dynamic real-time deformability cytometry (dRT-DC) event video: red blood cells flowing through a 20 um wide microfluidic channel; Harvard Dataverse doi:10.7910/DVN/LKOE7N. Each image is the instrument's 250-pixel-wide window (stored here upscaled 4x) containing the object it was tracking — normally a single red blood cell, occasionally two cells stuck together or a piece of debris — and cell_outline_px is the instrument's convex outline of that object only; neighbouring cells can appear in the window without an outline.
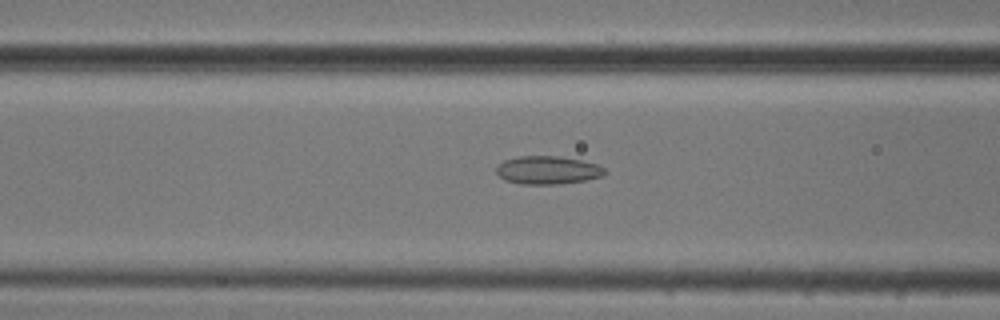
{"species": "common noctule bat (a hibernating species)", "species_latin": "Nyctalus noctula", "temperature_condition": "cold", "stored_images_in_passage": 43, "camera_frame_rate_fps": 3000, "um_per_image_px": 0.085, "animal": {"sex": "male", "body_mass_g": 20.5, "forearm_length_mm": 52.5}, "frame": {"image": 1, "passage_image": 11, "time_ms": 3.333, "image_size_px": [1000, 320], "cell_outline_px": [[608, 172], [604, 176], [584, 180], [560, 184], [520, 184], [504, 180], [496, 172], [496, 168], [504, 160], [520, 156], [560, 156], [580, 160], [596, 164], [604, 168]], "centroid_in_image_um": [46.56, 14.46], "position_along_channel_um": 120.0, "area_um2": 17.8}}
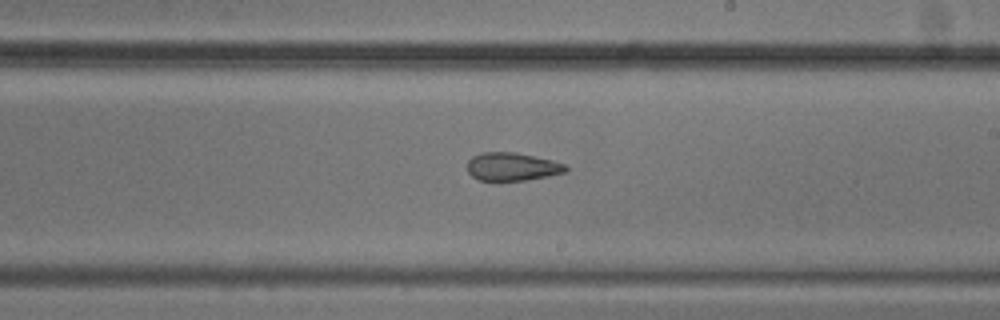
{"frame": {"image": 2, "passage_image": 21, "time_ms": 6.667, "image_size_px": [1000, 320], "cell_outline_px": [[568, 168], [564, 172], [548, 176], [524, 180], [480, 180], [472, 176], [468, 172], [468, 160], [472, 156], [480, 152], [516, 152], [552, 160], [564, 164]], "centroid_in_image_um": [43.5, 14.15], "position_along_channel_um": 245.5, "area_um2": 16.01}}
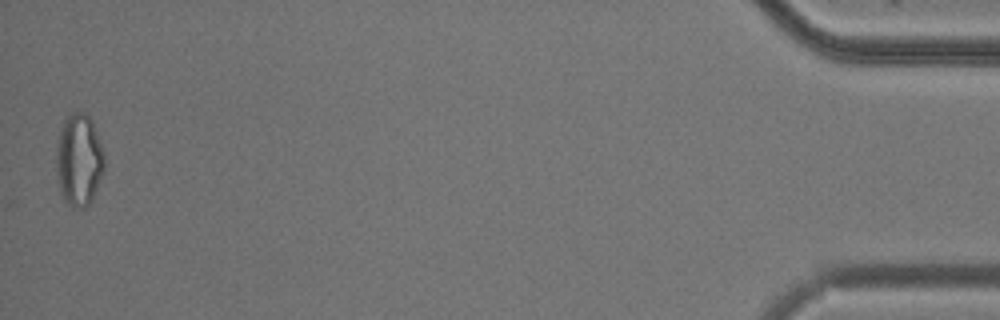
{"frame": {"image": 3, "passage_image": 43, "time_ms": 14.0, "image_size_px": [1000, 320], "cell_outline_px": [[104, 172], [88, 204], [84, 208], [72, 208], [64, 200], [60, 192], [56, 172], [56, 144], [60, 128], [64, 120], [72, 112], [84, 112], [92, 120], [104, 152]], "centroid_in_image_um": [6.69, 13.58], "position_along_channel_um": 428.5, "area_um2": 26.01}, "authors_computed_cell_mechanics": {"area_um2": 18.496, "velocity_mm_per_s": 3.7558, "shape_relaxation_time_tau1_ms": null, "shape_relaxation_time_tau2_ms": 3.2821, "deformation_change_tau1": null, "deformation_change_tau2": 0.0947}}